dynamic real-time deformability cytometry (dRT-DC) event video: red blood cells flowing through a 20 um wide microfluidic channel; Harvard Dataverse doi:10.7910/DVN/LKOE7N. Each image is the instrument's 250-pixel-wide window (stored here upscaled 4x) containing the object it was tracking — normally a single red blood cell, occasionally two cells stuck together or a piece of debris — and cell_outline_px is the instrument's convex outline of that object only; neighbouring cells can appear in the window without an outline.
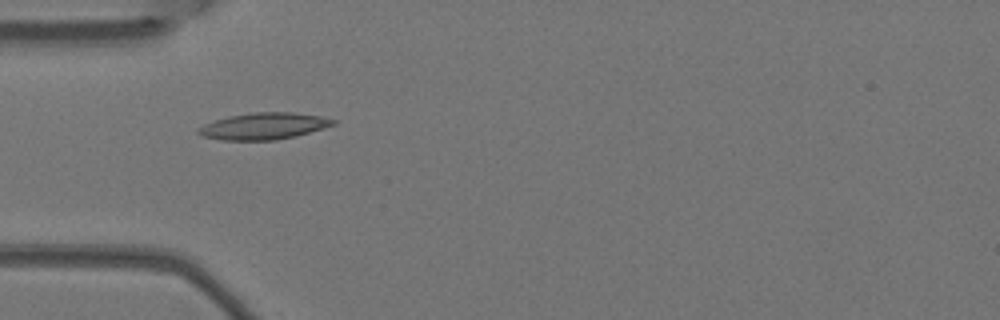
{"species": "Egyptian fruit bat (a non-hibernating species)", "species_latin": "Rousettus aegyptiacus", "temperature_condition": "warm", "stored_images_in_passage": 2, "camera_frame_rate_fps": 3000, "um_per_image_px": 0.085, "animal": {"sex": "female"}, "frame": {"image": 1, "passage_image": 1, "time_ms": 0.0, "image_size_px": [1000, 320], "cell_outline_px": [[336, 124], [324, 128], [296, 136], [276, 140], [224, 140], [200, 136], [196, 132], [196, 128], [204, 124], [228, 116], [252, 112], [292, 112], [320, 116], [336, 120]], "centroid_in_image_um": [22.39, 10.72], "position_along_channel_um": 62.6, "area_um2": 21.04}}
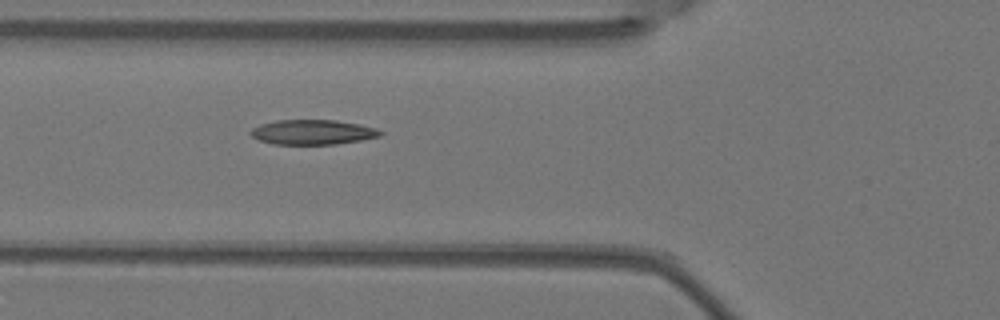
{"frame": {"image": 2, "passage_image": 2, "time_ms": 0.333, "image_size_px": [1000, 320], "cell_outline_px": [[384, 132], [380, 136], [360, 140], [336, 144], [272, 144], [260, 140], [252, 136], [248, 132], [252, 128], [260, 124], [276, 120], [336, 120], [360, 124], [376, 128]], "centroid_in_image_um": [26.57, 11.22], "position_along_channel_um": 99.2, "area_um2": 18.79}}